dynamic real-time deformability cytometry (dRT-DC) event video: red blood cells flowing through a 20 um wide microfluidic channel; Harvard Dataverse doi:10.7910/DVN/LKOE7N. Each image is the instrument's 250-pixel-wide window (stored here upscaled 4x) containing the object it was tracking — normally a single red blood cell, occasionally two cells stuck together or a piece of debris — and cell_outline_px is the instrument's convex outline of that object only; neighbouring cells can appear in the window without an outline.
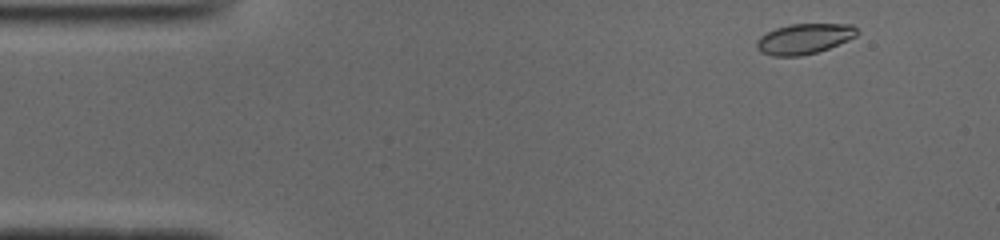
{"species": "common noctule bat (a hibernating species)", "species_latin": "Nyctalus noctula", "temperature_condition": "cold", "stored_images_in_passage": 48, "camera_frame_rate_fps": 3000, "um_per_image_px": 0.085, "animal": {"sex": "male", "body_mass_g": 19.0, "forearm_length_mm": 50.8}, "frame": {"image": 1, "passage_image": 2, "time_ms": 0.333, "image_size_px": [1000, 240], "cell_outline_px": [[860, 32], [856, 36], [848, 40], [828, 48], [816, 52], [800, 56], [772, 56], [760, 52], [756, 48], [756, 40], [760, 36], [776, 28], [792, 24], [852, 24]], "centroid_in_image_um": [68.34, 3.3], "position_along_channel_um": 16.7, "area_um2": 17.74}}
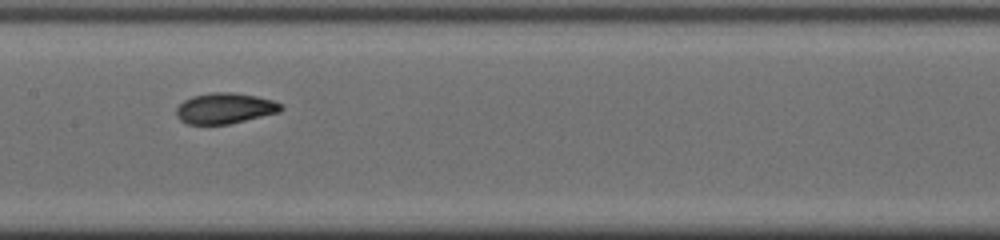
{"frame": {"image": 2, "passage_image": 22, "time_ms": 7.0, "image_size_px": [1000, 240], "cell_outline_px": [[284, 108], [280, 112], [228, 124], [188, 124], [180, 120], [176, 116], [176, 108], [184, 100], [192, 96], [212, 92], [232, 92], [256, 96], [272, 100], [280, 104]], "centroid_in_image_um": [19.1, 9.2], "position_along_channel_um": 188.3, "area_um2": 18.67}}
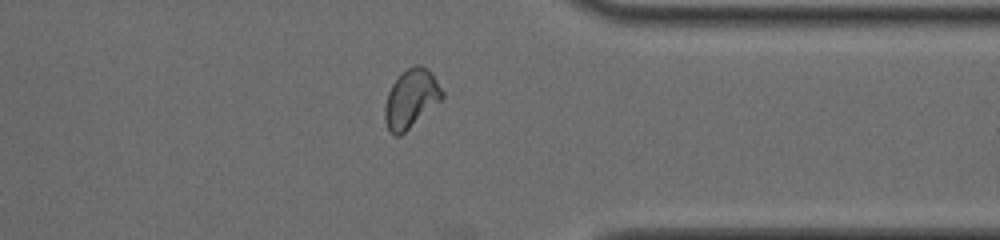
{"frame": {"image": 3, "passage_image": 37, "time_ms": 12.0, "image_size_px": [1000, 240], "cell_outline_px": [[444, 96], [440, 100], [400, 136], [392, 136], [388, 132], [384, 120], [384, 108], [388, 92], [392, 84], [400, 72], [416, 64], [420, 64], [428, 68], [444, 92]], "centroid_in_image_um": [34.9, 8.38], "position_along_channel_um": 376.5, "area_um2": 19.59}, "authors_computed_cell_mechanics": {"area_um2": 18.785, "velocity_mm_per_s": 3.9029, "shape_relaxation_time_tau1_ms": 2.5293, "shape_relaxation_time_tau2_ms": 1.2196, "deformation_change_tau1": 0.1257, "deformation_change_tau2": 0.0564}}